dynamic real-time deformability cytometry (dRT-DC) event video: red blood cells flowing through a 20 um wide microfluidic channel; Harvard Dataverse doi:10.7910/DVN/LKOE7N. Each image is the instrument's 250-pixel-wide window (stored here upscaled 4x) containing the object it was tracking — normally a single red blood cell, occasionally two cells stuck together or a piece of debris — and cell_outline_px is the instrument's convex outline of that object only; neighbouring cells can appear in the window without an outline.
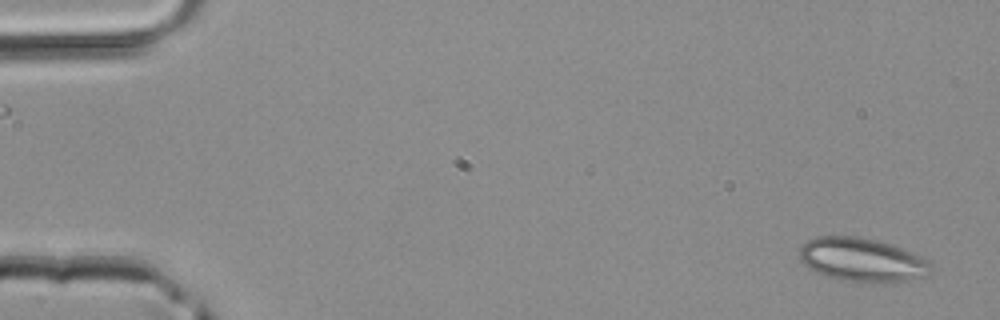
{"species": "common noctule bat (a hibernating species)", "species_latin": "Nyctalus noctula", "temperature_condition": "room temperature", "stored_images_in_passage": 2, "camera_frame_rate_fps": 3000, "um_per_image_px": 0.085, "animal": {"sex": "male", "body_mass_g": 20.4}, "frame": {"image": 1, "passage_image": 2, "time_ms": 0.333, "image_size_px": [1000, 320], "cell_outline_px": [[932, 272], [928, 276], [892, 284], [868, 284], [836, 280], [808, 268], [800, 260], [800, 248], [808, 240], [816, 236], [856, 236], [876, 240], [892, 244], [904, 248], [920, 256], [932, 264]], "centroid_in_image_um": [73.33, 22.13], "position_along_channel_um": 11.7, "area_um2": 34.45}}